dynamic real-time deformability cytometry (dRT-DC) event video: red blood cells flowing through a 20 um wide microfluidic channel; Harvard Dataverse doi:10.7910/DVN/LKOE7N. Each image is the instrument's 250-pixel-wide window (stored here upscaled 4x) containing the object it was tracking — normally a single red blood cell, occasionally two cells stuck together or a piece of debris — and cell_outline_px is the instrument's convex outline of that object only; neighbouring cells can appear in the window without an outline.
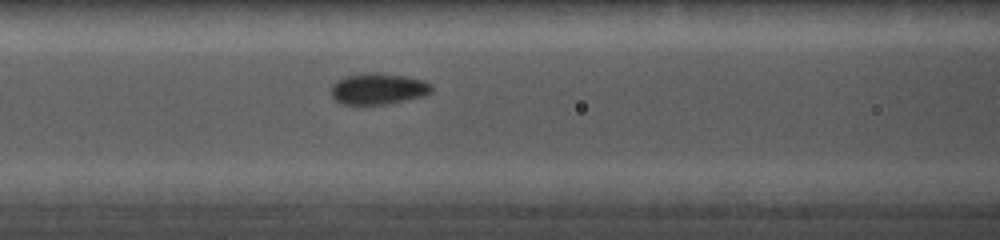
{"species": "common noctule bat (a hibernating species)", "species_latin": "Nyctalus noctula", "temperature_condition": "cold", "stored_images_in_passage": 55, "camera_frame_rate_fps": 5000, "um_per_image_px": 0.085, "animal": {"sex": "female", "body_mass_g": 19.0, "forearm_length_mm": 56.7}, "frame": {"image": 1, "passage_image": 4, "time_ms": 0.4, "image_size_px": [1000, 240], "cell_outline_px": [[432, 92], [424, 96], [384, 104], [340, 104], [332, 96], [332, 84], [336, 80], [344, 76], [404, 76], [424, 80], [432, 84]], "centroid_in_image_um": [32.17, 7.6], "position_along_channel_um": 134.4, "area_um2": 17.34}}
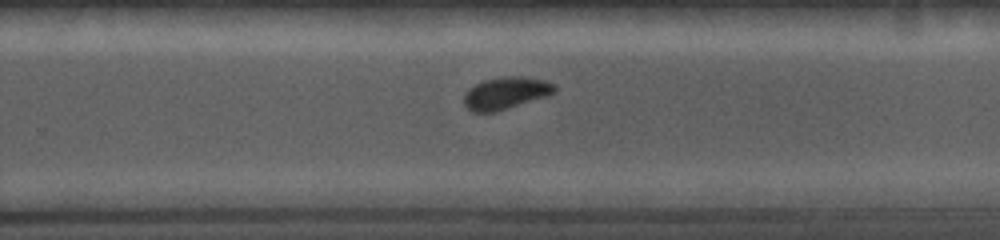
{"frame": {"image": 2, "passage_image": 31, "time_ms": 4.2, "image_size_px": [1000, 240], "cell_outline_px": [[556, 92], [548, 96], [496, 112], [472, 112], [464, 104], [464, 96], [468, 88], [484, 80], [504, 76], [524, 76], [544, 80], [552, 84], [556, 88]], "centroid_in_image_um": [42.99, 7.91], "position_along_channel_um": 286.8, "area_um2": 17.05}}
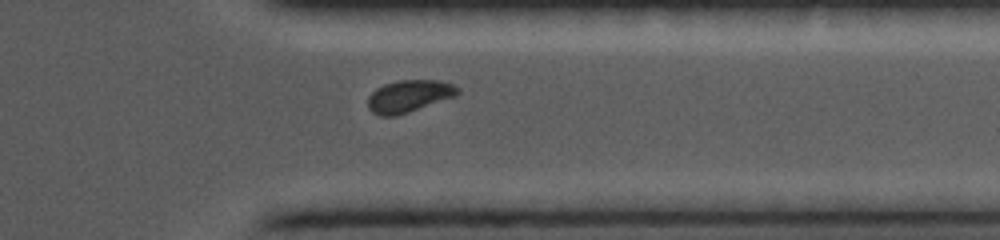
{"frame": {"image": 3, "passage_image": 48, "time_ms": 6.4, "image_size_px": [1000, 240], "cell_outline_px": [[460, 92], [456, 96], [396, 116], [380, 116], [372, 112], [368, 108], [368, 96], [376, 88], [384, 84], [396, 80], [436, 80], [452, 84], [460, 88]], "centroid_in_image_um": [34.75, 8.16], "position_along_channel_um": 376.7, "area_um2": 16.88}}